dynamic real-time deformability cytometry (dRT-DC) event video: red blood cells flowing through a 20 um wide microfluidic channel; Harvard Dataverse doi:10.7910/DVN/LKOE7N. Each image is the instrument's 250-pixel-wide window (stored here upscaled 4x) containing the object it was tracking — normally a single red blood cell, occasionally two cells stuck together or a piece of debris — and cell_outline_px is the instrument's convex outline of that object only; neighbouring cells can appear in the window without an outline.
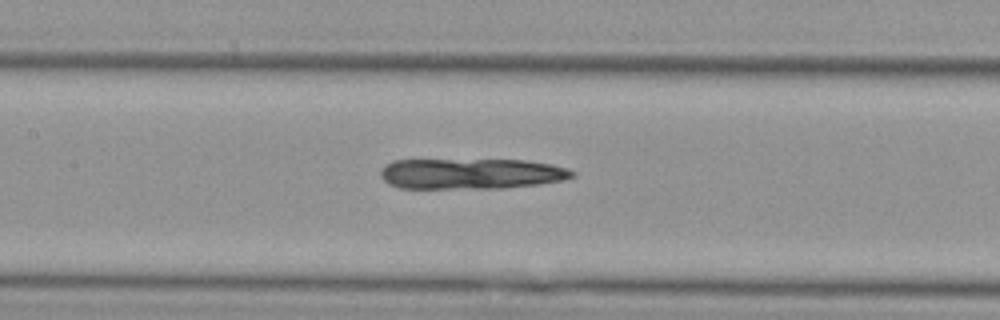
{"species": "Egyptian fruit bat (a non-hibernating species)", "species_latin": "Rousettus aegyptiacus", "temperature_condition": "cold", "stored_images_in_passage": 5, "camera_frame_rate_fps": 3000, "um_per_image_px": 0.085, "animal": {"sex": "female"}, "frame": {"image": 1, "passage_image": 5, "time_ms": 1.333, "image_size_px": [1000, 320], "cell_outline_px": [[576, 176], [564, 180], [536, 184], [504, 188], [400, 188], [388, 184], [380, 176], [380, 168], [384, 164], [392, 160], [524, 160], [552, 164], [568, 168], [576, 172]], "centroid_in_image_um": [40.03, 14.76], "position_along_channel_um": 167.4, "area_um2": 34.51}}